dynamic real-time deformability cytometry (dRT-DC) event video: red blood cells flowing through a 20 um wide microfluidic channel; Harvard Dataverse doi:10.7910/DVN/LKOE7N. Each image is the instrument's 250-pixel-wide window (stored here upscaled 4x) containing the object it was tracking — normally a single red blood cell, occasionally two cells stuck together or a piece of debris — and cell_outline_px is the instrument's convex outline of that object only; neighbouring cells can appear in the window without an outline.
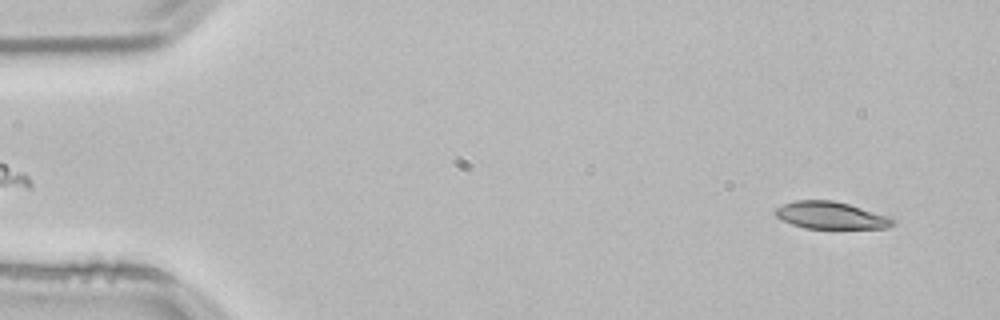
{"species": "common noctule bat (a hibernating species)", "species_latin": "Nyctalus noctula", "temperature_condition": "room temperature", "stored_images_in_passage": 52, "camera_frame_rate_fps": 3000, "um_per_image_px": 0.085, "animal": {"sex": "male", "body_mass_g": 21.5, "forearm_length_mm": 52.0}, "frame": {"image": 1, "passage_image": 3, "time_ms": 0.667, "image_size_px": [1000, 320], "cell_outline_px": [[896, 224], [888, 228], [804, 228], [780, 220], [772, 212], [776, 208], [784, 204], [796, 200], [832, 200], [848, 204], [892, 216], [896, 220]], "centroid_in_image_um": [70.66, 18.31], "position_along_channel_um": 14.3, "area_um2": 18.84}}
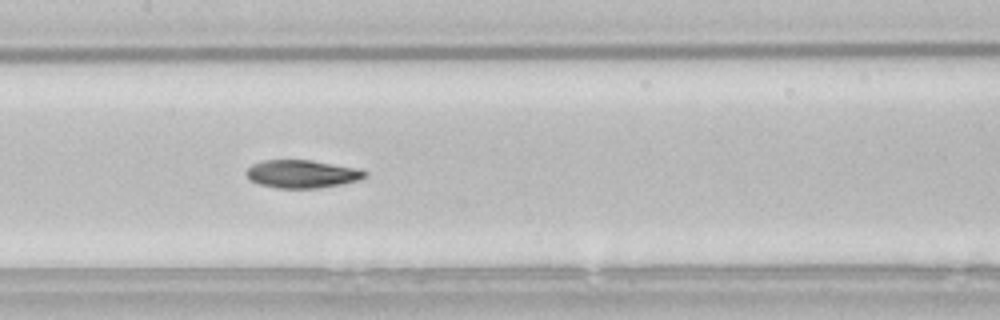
{"frame": {"image": 2, "passage_image": 25, "time_ms": 8.0, "image_size_px": [1000, 320], "cell_outline_px": [[368, 176], [360, 180], [344, 184], [320, 188], [276, 188], [260, 184], [248, 180], [244, 172], [252, 164], [260, 160], [312, 160], [356, 168], [368, 172]], "centroid_in_image_um": [25.67, 14.79], "position_along_channel_um": 181.7, "area_um2": 19.65}}
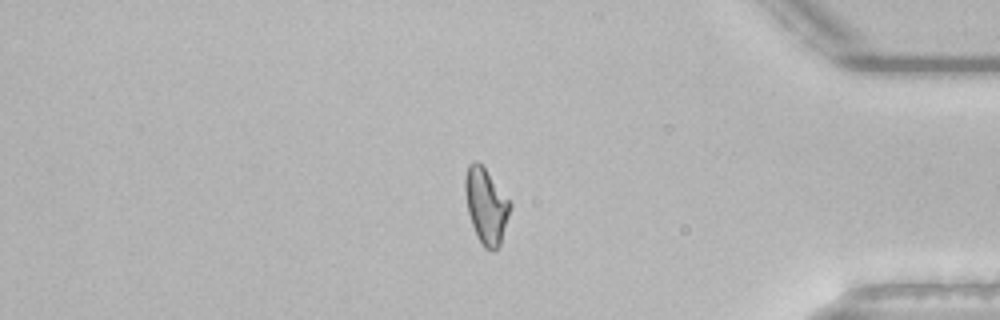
{"frame": {"image": 3, "passage_image": 44, "time_ms": 14.333, "image_size_px": [1000, 320], "cell_outline_px": [[512, 204], [500, 244], [492, 252], [484, 248], [476, 236], [468, 212], [464, 192], [464, 180], [468, 164], [472, 160], [476, 160], [484, 168]], "centroid_in_image_um": [41.29, 17.5], "position_along_channel_um": 393.9, "area_um2": 19.59}, "authors_computed_cell_mechanics": {"area_um2": 19.6809, "velocity_mm_per_s": 3.8182, "shape_relaxation_time_tau1_ms": 5.0645, "shape_relaxation_time_tau2_ms": 5.7829, "deformation_change_tau1": 0.1749, "deformation_change_tau2": 0.1264}}